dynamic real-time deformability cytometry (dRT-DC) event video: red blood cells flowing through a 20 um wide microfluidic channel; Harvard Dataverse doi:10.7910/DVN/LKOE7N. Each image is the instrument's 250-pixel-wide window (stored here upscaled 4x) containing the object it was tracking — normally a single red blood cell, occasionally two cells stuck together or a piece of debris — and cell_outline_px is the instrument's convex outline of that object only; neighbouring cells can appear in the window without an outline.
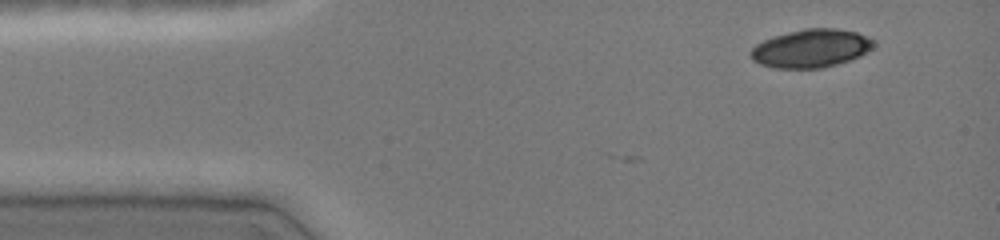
{"species": "common noctule bat (a hibernating species)", "species_latin": "Nyctalus noctula", "temperature_condition": "cold", "stored_images_in_passage": 6, "camera_frame_rate_fps": 3000, "um_per_image_px": 0.085, "animal": {"sex": "female", "body_mass_g": 19.0, "forearm_length_mm": 51.5}, "frame": {"image": 1, "passage_image": 6, "time_ms": 1.667, "image_size_px": [1000, 240], "cell_outline_px": [[872, 48], [860, 56], [836, 64], [820, 68], [776, 68], [760, 64], [752, 60], [748, 52], [756, 44], [764, 40], [788, 32], [804, 28], [836, 28], [856, 32], [872, 40]], "centroid_in_image_um": [68.88, 4.11], "position_along_channel_um": 16.1, "area_um2": 27.11}}